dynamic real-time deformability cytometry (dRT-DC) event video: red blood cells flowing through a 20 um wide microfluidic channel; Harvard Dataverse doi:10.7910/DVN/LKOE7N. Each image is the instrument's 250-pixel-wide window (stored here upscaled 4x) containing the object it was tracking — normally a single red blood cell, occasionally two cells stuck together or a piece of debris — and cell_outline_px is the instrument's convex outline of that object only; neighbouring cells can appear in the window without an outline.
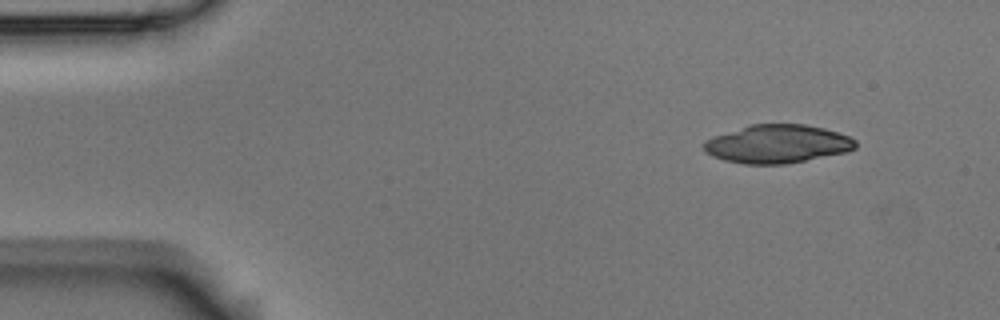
{"species": "Egyptian fruit bat (a non-hibernating species)", "species_latin": "Rousettus aegyptiacus", "temperature_condition": "room temperature", "stored_images_in_passage": 38, "camera_frame_rate_fps": 3000, "um_per_image_px": 0.085, "animal": {"sex": "male"}, "frame": {"image": 1, "passage_image": 2, "time_ms": 0.333, "image_size_px": [1000, 320], "cell_outline_px": [[856, 148], [848, 152], [784, 164], [744, 164], [724, 160], [712, 156], [704, 152], [700, 144], [704, 140], [712, 136], [748, 124], [804, 124], [824, 128], [848, 136], [856, 140]], "centroid_in_image_um": [66.01, 12.23], "position_along_channel_um": 19.0, "area_um2": 34.28}}